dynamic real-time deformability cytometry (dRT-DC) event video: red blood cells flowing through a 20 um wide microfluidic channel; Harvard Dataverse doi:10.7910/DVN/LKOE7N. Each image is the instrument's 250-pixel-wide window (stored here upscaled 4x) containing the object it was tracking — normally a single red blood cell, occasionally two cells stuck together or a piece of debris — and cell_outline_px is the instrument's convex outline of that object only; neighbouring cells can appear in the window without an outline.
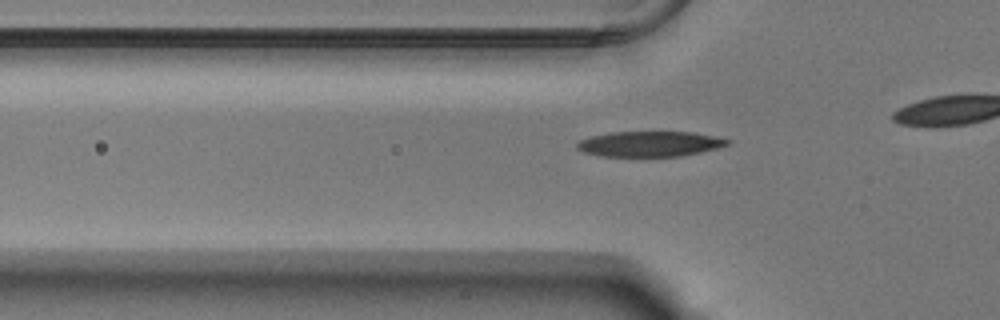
{"species": "Egyptian fruit bat (a non-hibernating species)", "species_latin": "Rousettus aegyptiacus", "temperature_condition": "warm", "stored_images_in_passage": 36, "camera_frame_rate_fps": 3000, "um_per_image_px": 0.085, "animal": {"sex": "male"}, "frame": {"image": 1, "passage_image": 11, "time_ms": 3.333, "image_size_px": [1000, 320], "cell_outline_px": [[732, 140], [728, 144], [716, 148], [700, 152], [680, 156], [600, 156], [584, 152], [576, 148], [576, 140], [592, 136], [612, 132], [692, 132]], "centroid_in_image_um": [55.17, 12.23], "position_along_channel_um": 70.6, "area_um2": 22.08}}
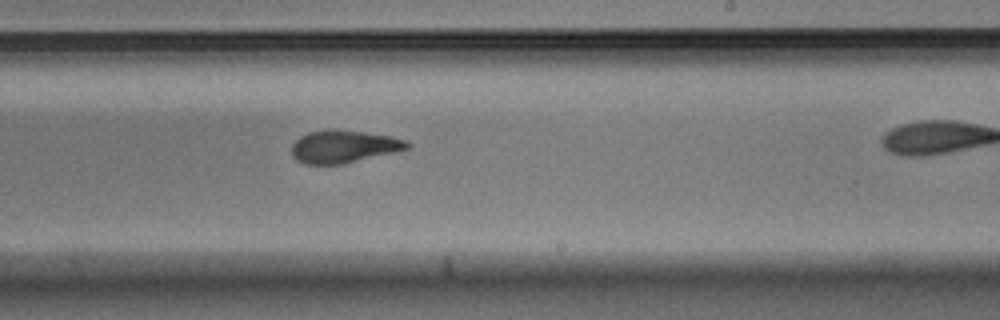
{"frame": {"image": 2, "passage_image": 26, "time_ms": 8.333, "image_size_px": [1000, 320], "cell_outline_px": [[412, 148], [344, 164], [304, 164], [296, 160], [292, 156], [292, 144], [300, 136], [308, 132], [364, 132], [388, 136], [408, 140], [412, 144]], "centroid_in_image_um": [29.26, 12.5], "position_along_channel_um": 259.7, "area_um2": 21.44}}
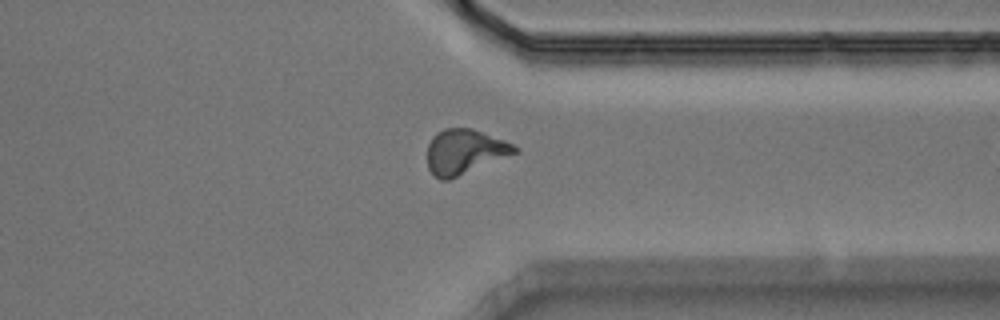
{"frame": {"image": 3, "passage_image": 35, "time_ms": 11.333, "image_size_px": [1000, 320], "cell_outline_px": [[520, 152], [448, 180], [440, 180], [428, 168], [428, 144], [432, 136], [436, 132], [444, 128], [472, 128], [504, 140], [520, 148]], "centroid_in_image_um": [39.51, 12.88], "position_along_channel_um": 371.9, "area_um2": 22.89}}